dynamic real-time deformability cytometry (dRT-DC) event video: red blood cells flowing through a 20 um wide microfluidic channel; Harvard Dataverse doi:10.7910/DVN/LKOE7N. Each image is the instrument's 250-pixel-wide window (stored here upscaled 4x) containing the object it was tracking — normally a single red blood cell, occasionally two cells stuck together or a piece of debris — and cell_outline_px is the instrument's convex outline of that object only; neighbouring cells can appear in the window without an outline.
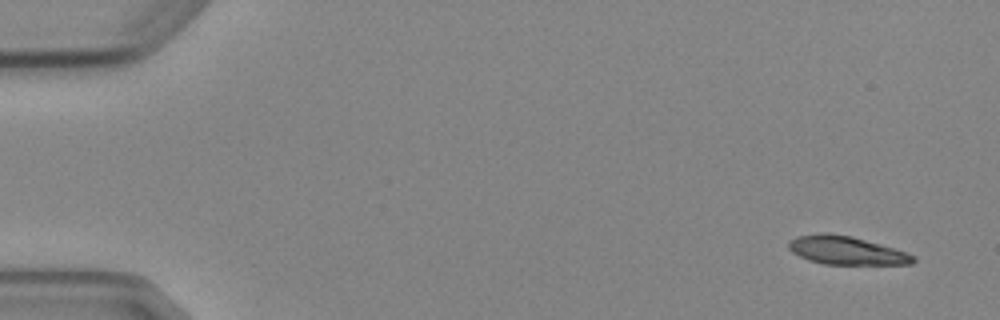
{"species": "Egyptian fruit bat (a non-hibernating species)", "species_latin": "Rousettus aegyptiacus", "temperature_condition": "cold", "stored_images_in_passage": 6, "camera_frame_rate_fps": 3000, "um_per_image_px": 0.085, "animal": {"sex": "female"}, "frame": {"image": 1, "passage_image": 1, "time_ms": 0.0, "image_size_px": [1000, 320], "cell_outline_px": [[916, 260], [912, 264], [824, 264], [808, 260], [792, 252], [788, 248], [788, 240], [796, 236], [824, 232], [852, 236], [880, 244], [916, 256]], "centroid_in_image_um": [71.89, 21.28], "position_along_channel_um": 13.1, "area_um2": 20.52}}
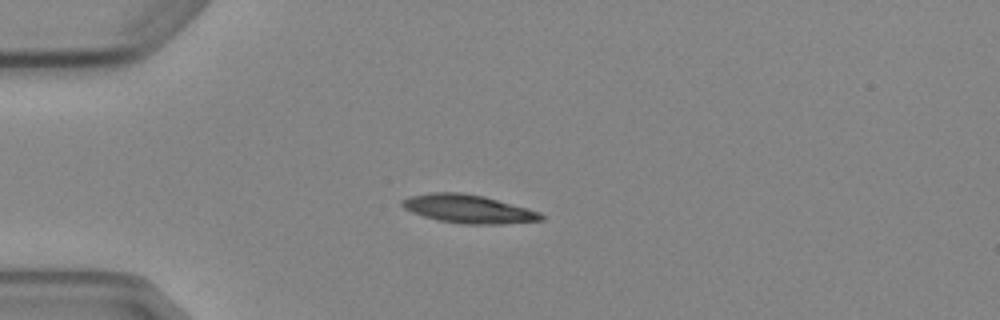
{"frame": {"image": 2, "passage_image": 4, "time_ms": 3.667, "image_size_px": [1000, 320], "cell_outline_px": [[544, 220], [500, 224], [464, 224], [440, 220], [424, 216], [412, 212], [404, 208], [400, 204], [400, 200], [408, 196], [432, 192], [460, 192], [484, 196], [528, 208], [540, 212], [544, 216]], "centroid_in_image_um": [39.8, 17.75], "position_along_channel_um": 45.2, "area_um2": 23.0}}
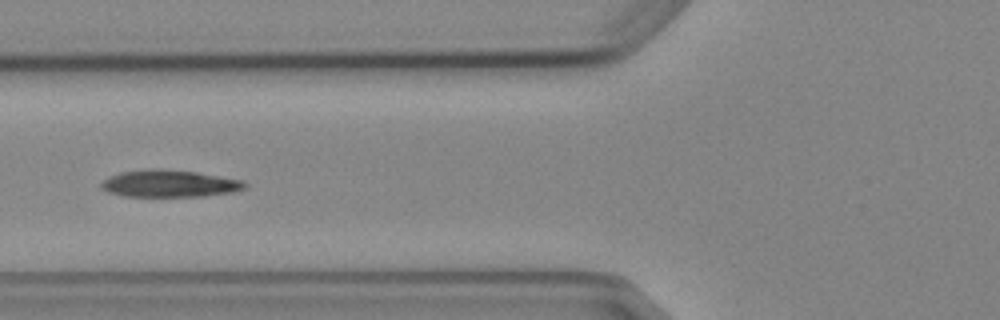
{"frame": {"image": 3, "passage_image": 6, "time_ms": 6.0, "image_size_px": [1000, 320], "cell_outline_px": [[248, 188], [232, 192], [204, 196], [124, 196], [108, 192], [100, 188], [100, 184], [108, 176], [120, 172], [152, 168], [160, 168], [196, 172], [244, 180], [248, 184]], "centroid_in_image_um": [14.42, 15.6], "position_along_channel_um": 111.4, "area_um2": 22.89}}